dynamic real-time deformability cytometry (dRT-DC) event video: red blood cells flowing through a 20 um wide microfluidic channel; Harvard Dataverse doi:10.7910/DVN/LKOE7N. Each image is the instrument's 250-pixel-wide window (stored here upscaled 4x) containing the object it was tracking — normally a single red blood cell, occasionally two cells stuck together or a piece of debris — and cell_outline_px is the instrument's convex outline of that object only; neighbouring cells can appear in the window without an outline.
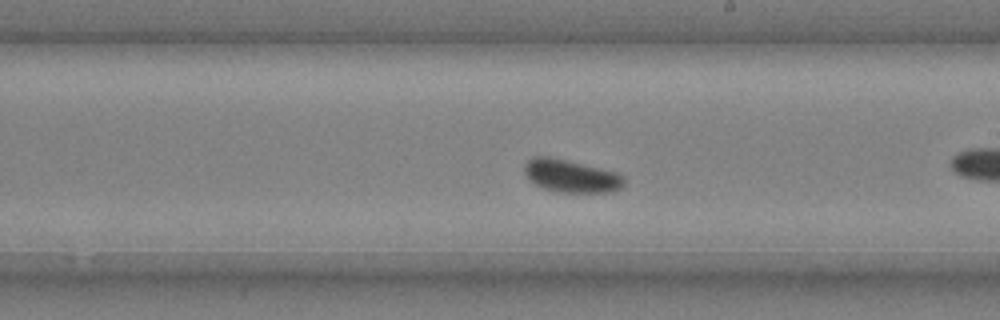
{"species": "common noctule bat (a hibernating species)", "species_latin": "Nyctalus noctula", "temperature_condition": "cold", "stored_images_in_passage": 34, "camera_frame_rate_fps": 3000, "um_per_image_px": 0.085, "animal": {"sex": "male", "body_mass_g": 20.4}, "frame": {"image": 1, "passage_image": 20, "time_ms": 6.333, "image_size_px": [1000, 320], "cell_outline_px": [[624, 184], [620, 188], [612, 192], [560, 192], [544, 188], [536, 184], [524, 172], [524, 164], [532, 156], [552, 156], [620, 172], [624, 176]], "centroid_in_image_um": [48.58, 14.93], "position_along_channel_um": 240.4, "area_um2": 19.25}, "authors_computed_cell_mechanics": {"area_um2": 19.1029, "velocity_mm_per_s": 3.6175, "shape_relaxation_time_tau1_ms": 2.9574, "shape_relaxation_time_tau2_ms": null, "deformation_change_tau1": 0.0312, "deformation_change_tau2": null}}